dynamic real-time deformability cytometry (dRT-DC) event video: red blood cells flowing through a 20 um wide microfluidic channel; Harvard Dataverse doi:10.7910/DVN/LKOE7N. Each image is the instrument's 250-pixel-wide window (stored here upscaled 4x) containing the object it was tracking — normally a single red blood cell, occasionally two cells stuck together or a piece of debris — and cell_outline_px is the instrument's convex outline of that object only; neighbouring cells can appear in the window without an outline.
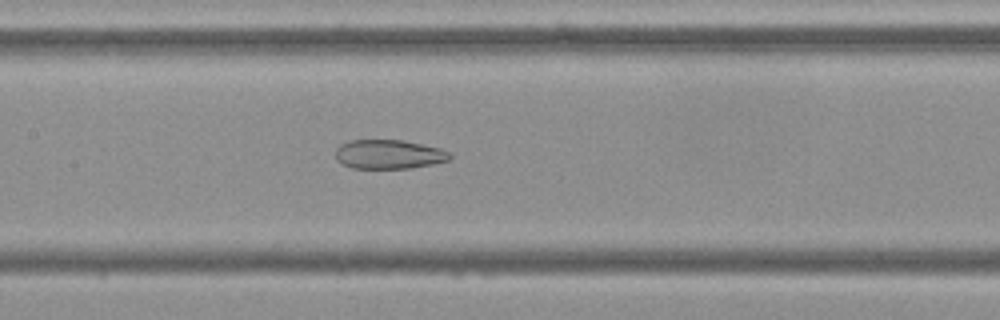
{"species": "Egyptian fruit bat (a non-hibernating species)", "species_latin": "Rousettus aegyptiacus", "temperature_condition": "cold", "stored_images_in_passage": 55, "camera_frame_rate_fps": 3000, "um_per_image_px": 0.085, "frame": {"image": 1, "passage_image": 26, "time_ms": 8.333, "image_size_px": [1000, 320], "cell_outline_px": [[452, 156], [448, 160], [432, 164], [412, 168], [352, 168], [336, 160], [336, 148], [340, 144], [352, 140], [404, 140], [440, 148], [448, 152]], "centroid_in_image_um": [33.04, 13.11], "position_along_channel_um": 174.4, "area_um2": 19.36}}
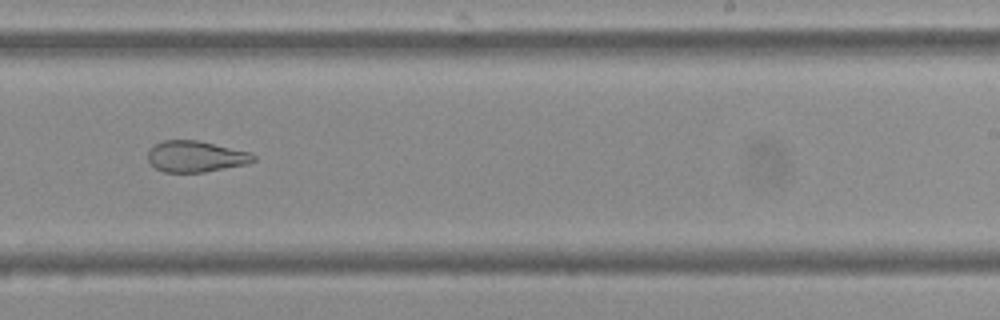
{"frame": {"image": 2, "passage_image": 34, "time_ms": 11.0, "image_size_px": [1000, 320], "cell_outline_px": [[256, 160], [248, 164], [204, 172], [164, 172], [156, 168], [148, 160], [148, 148], [164, 140], [196, 140], [252, 152], [256, 156]], "centroid_in_image_um": [16.66, 13.3], "position_along_channel_um": 272.3, "area_um2": 19.25}}
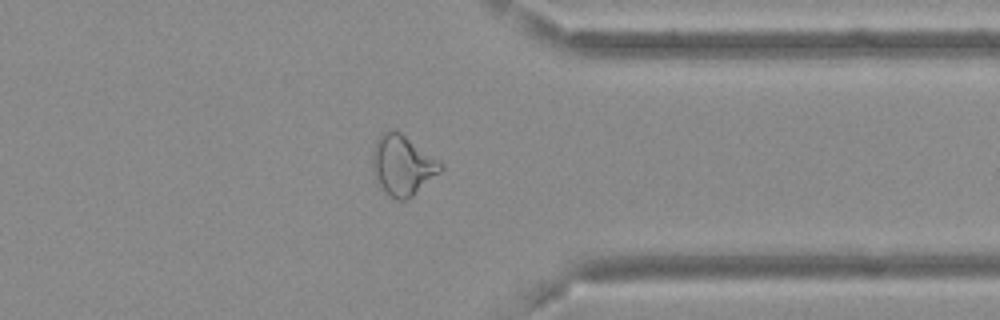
{"frame": {"image": 3, "passage_image": 43, "time_ms": 14.0, "image_size_px": [1000, 320], "cell_outline_px": [[444, 168], [440, 172], [412, 196], [404, 200], [396, 200], [388, 196], [372, 172], [372, 152], [376, 140], [388, 128], [396, 128], [444, 164]], "centroid_in_image_um": [34.2, 14.01], "position_along_channel_um": 377.2, "area_um2": 23.99}, "authors_computed_cell_mechanics": {"area_um2": 25.143, "velocity_mm_per_s": 3.6909, "shape_relaxation_time_tau1_ms": null, "shape_relaxation_time_tau2_ms": 2.7478, "deformation_change_tau1": null, "deformation_change_tau2": 0.1066}}